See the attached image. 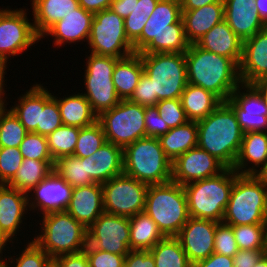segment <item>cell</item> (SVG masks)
Wrapping results in <instances>:
<instances>
[{
    "label": "cell",
    "mask_w": 267,
    "mask_h": 267,
    "mask_svg": "<svg viewBox=\"0 0 267 267\" xmlns=\"http://www.w3.org/2000/svg\"><path fill=\"white\" fill-rule=\"evenodd\" d=\"M254 9L263 22L267 25V0H255Z\"/></svg>",
    "instance_id": "63"
},
{
    "label": "cell",
    "mask_w": 267,
    "mask_h": 267,
    "mask_svg": "<svg viewBox=\"0 0 267 267\" xmlns=\"http://www.w3.org/2000/svg\"><path fill=\"white\" fill-rule=\"evenodd\" d=\"M113 0H78L79 6L93 14L108 9Z\"/></svg>",
    "instance_id": "58"
},
{
    "label": "cell",
    "mask_w": 267,
    "mask_h": 267,
    "mask_svg": "<svg viewBox=\"0 0 267 267\" xmlns=\"http://www.w3.org/2000/svg\"><path fill=\"white\" fill-rule=\"evenodd\" d=\"M238 173L226 168L219 175L183 186L191 218L222 222Z\"/></svg>",
    "instance_id": "5"
},
{
    "label": "cell",
    "mask_w": 267,
    "mask_h": 267,
    "mask_svg": "<svg viewBox=\"0 0 267 267\" xmlns=\"http://www.w3.org/2000/svg\"><path fill=\"white\" fill-rule=\"evenodd\" d=\"M52 96L57 100L63 125L82 128L97 121L98 116L82 93L67 94V97L65 95L63 98L54 96V93Z\"/></svg>",
    "instance_id": "32"
},
{
    "label": "cell",
    "mask_w": 267,
    "mask_h": 267,
    "mask_svg": "<svg viewBox=\"0 0 267 267\" xmlns=\"http://www.w3.org/2000/svg\"><path fill=\"white\" fill-rule=\"evenodd\" d=\"M233 226L219 222L216 226L214 237V252L233 257L238 252Z\"/></svg>",
    "instance_id": "47"
},
{
    "label": "cell",
    "mask_w": 267,
    "mask_h": 267,
    "mask_svg": "<svg viewBox=\"0 0 267 267\" xmlns=\"http://www.w3.org/2000/svg\"><path fill=\"white\" fill-rule=\"evenodd\" d=\"M149 17L127 16L124 19V29L128 40L133 44L140 36Z\"/></svg>",
    "instance_id": "53"
},
{
    "label": "cell",
    "mask_w": 267,
    "mask_h": 267,
    "mask_svg": "<svg viewBox=\"0 0 267 267\" xmlns=\"http://www.w3.org/2000/svg\"><path fill=\"white\" fill-rule=\"evenodd\" d=\"M166 157L173 163L189 149L197 147L198 127L196 121L170 128V131L159 138Z\"/></svg>",
    "instance_id": "34"
},
{
    "label": "cell",
    "mask_w": 267,
    "mask_h": 267,
    "mask_svg": "<svg viewBox=\"0 0 267 267\" xmlns=\"http://www.w3.org/2000/svg\"><path fill=\"white\" fill-rule=\"evenodd\" d=\"M87 45L93 54L119 59L135 53L125 33L124 19L110 8L94 14Z\"/></svg>",
    "instance_id": "12"
},
{
    "label": "cell",
    "mask_w": 267,
    "mask_h": 267,
    "mask_svg": "<svg viewBox=\"0 0 267 267\" xmlns=\"http://www.w3.org/2000/svg\"><path fill=\"white\" fill-rule=\"evenodd\" d=\"M254 267H267V253H265Z\"/></svg>",
    "instance_id": "65"
},
{
    "label": "cell",
    "mask_w": 267,
    "mask_h": 267,
    "mask_svg": "<svg viewBox=\"0 0 267 267\" xmlns=\"http://www.w3.org/2000/svg\"><path fill=\"white\" fill-rule=\"evenodd\" d=\"M266 164L267 132L255 131L245 133L243 135L241 148L233 166V170H235L238 174L258 175Z\"/></svg>",
    "instance_id": "26"
},
{
    "label": "cell",
    "mask_w": 267,
    "mask_h": 267,
    "mask_svg": "<svg viewBox=\"0 0 267 267\" xmlns=\"http://www.w3.org/2000/svg\"><path fill=\"white\" fill-rule=\"evenodd\" d=\"M118 59L91 52L85 59L87 61L83 80L86 91L82 92V94L86 97L97 116L104 111L110 110L121 100L112 81L113 71Z\"/></svg>",
    "instance_id": "11"
},
{
    "label": "cell",
    "mask_w": 267,
    "mask_h": 267,
    "mask_svg": "<svg viewBox=\"0 0 267 267\" xmlns=\"http://www.w3.org/2000/svg\"><path fill=\"white\" fill-rule=\"evenodd\" d=\"M149 252L156 267H191L180 241L176 237H164Z\"/></svg>",
    "instance_id": "37"
},
{
    "label": "cell",
    "mask_w": 267,
    "mask_h": 267,
    "mask_svg": "<svg viewBox=\"0 0 267 267\" xmlns=\"http://www.w3.org/2000/svg\"><path fill=\"white\" fill-rule=\"evenodd\" d=\"M159 0H134V7L129 16L150 17Z\"/></svg>",
    "instance_id": "57"
},
{
    "label": "cell",
    "mask_w": 267,
    "mask_h": 267,
    "mask_svg": "<svg viewBox=\"0 0 267 267\" xmlns=\"http://www.w3.org/2000/svg\"><path fill=\"white\" fill-rule=\"evenodd\" d=\"M124 267H156L149 251L131 250L125 257Z\"/></svg>",
    "instance_id": "52"
},
{
    "label": "cell",
    "mask_w": 267,
    "mask_h": 267,
    "mask_svg": "<svg viewBox=\"0 0 267 267\" xmlns=\"http://www.w3.org/2000/svg\"><path fill=\"white\" fill-rule=\"evenodd\" d=\"M148 185L124 173L102 184L104 211L132 217L144 211Z\"/></svg>",
    "instance_id": "14"
},
{
    "label": "cell",
    "mask_w": 267,
    "mask_h": 267,
    "mask_svg": "<svg viewBox=\"0 0 267 267\" xmlns=\"http://www.w3.org/2000/svg\"><path fill=\"white\" fill-rule=\"evenodd\" d=\"M72 189L61 176L53 172L28 193L29 211L35 212L36 208V211L38 210L41 214L50 211H65Z\"/></svg>",
    "instance_id": "19"
},
{
    "label": "cell",
    "mask_w": 267,
    "mask_h": 267,
    "mask_svg": "<svg viewBox=\"0 0 267 267\" xmlns=\"http://www.w3.org/2000/svg\"><path fill=\"white\" fill-rule=\"evenodd\" d=\"M223 223L230 226L267 224V184L258 175L238 174Z\"/></svg>",
    "instance_id": "4"
},
{
    "label": "cell",
    "mask_w": 267,
    "mask_h": 267,
    "mask_svg": "<svg viewBox=\"0 0 267 267\" xmlns=\"http://www.w3.org/2000/svg\"><path fill=\"white\" fill-rule=\"evenodd\" d=\"M197 127V147L207 151L226 168L233 169L244 135L233 109L223 102L207 117L197 121Z\"/></svg>",
    "instance_id": "3"
},
{
    "label": "cell",
    "mask_w": 267,
    "mask_h": 267,
    "mask_svg": "<svg viewBox=\"0 0 267 267\" xmlns=\"http://www.w3.org/2000/svg\"><path fill=\"white\" fill-rule=\"evenodd\" d=\"M144 73L151 79L153 95L159 101L180 99L186 85L185 53H139Z\"/></svg>",
    "instance_id": "9"
},
{
    "label": "cell",
    "mask_w": 267,
    "mask_h": 267,
    "mask_svg": "<svg viewBox=\"0 0 267 267\" xmlns=\"http://www.w3.org/2000/svg\"><path fill=\"white\" fill-rule=\"evenodd\" d=\"M262 96V99L267 107V78L258 79L251 84Z\"/></svg>",
    "instance_id": "62"
},
{
    "label": "cell",
    "mask_w": 267,
    "mask_h": 267,
    "mask_svg": "<svg viewBox=\"0 0 267 267\" xmlns=\"http://www.w3.org/2000/svg\"><path fill=\"white\" fill-rule=\"evenodd\" d=\"M4 98L7 99V97H0V110H1V108L5 105V101H6V99H4Z\"/></svg>",
    "instance_id": "67"
},
{
    "label": "cell",
    "mask_w": 267,
    "mask_h": 267,
    "mask_svg": "<svg viewBox=\"0 0 267 267\" xmlns=\"http://www.w3.org/2000/svg\"><path fill=\"white\" fill-rule=\"evenodd\" d=\"M143 72L144 67L139 53H133L117 60L112 81L121 100L131 98Z\"/></svg>",
    "instance_id": "31"
},
{
    "label": "cell",
    "mask_w": 267,
    "mask_h": 267,
    "mask_svg": "<svg viewBox=\"0 0 267 267\" xmlns=\"http://www.w3.org/2000/svg\"><path fill=\"white\" fill-rule=\"evenodd\" d=\"M49 267H57L53 262L49 265Z\"/></svg>",
    "instance_id": "68"
},
{
    "label": "cell",
    "mask_w": 267,
    "mask_h": 267,
    "mask_svg": "<svg viewBox=\"0 0 267 267\" xmlns=\"http://www.w3.org/2000/svg\"><path fill=\"white\" fill-rule=\"evenodd\" d=\"M155 106L158 109L159 116L169 128L184 125L189 121L180 99L161 100Z\"/></svg>",
    "instance_id": "45"
},
{
    "label": "cell",
    "mask_w": 267,
    "mask_h": 267,
    "mask_svg": "<svg viewBox=\"0 0 267 267\" xmlns=\"http://www.w3.org/2000/svg\"><path fill=\"white\" fill-rule=\"evenodd\" d=\"M266 250H238L233 256V267H254Z\"/></svg>",
    "instance_id": "54"
},
{
    "label": "cell",
    "mask_w": 267,
    "mask_h": 267,
    "mask_svg": "<svg viewBox=\"0 0 267 267\" xmlns=\"http://www.w3.org/2000/svg\"><path fill=\"white\" fill-rule=\"evenodd\" d=\"M182 10H194L213 3H224V0H180Z\"/></svg>",
    "instance_id": "60"
},
{
    "label": "cell",
    "mask_w": 267,
    "mask_h": 267,
    "mask_svg": "<svg viewBox=\"0 0 267 267\" xmlns=\"http://www.w3.org/2000/svg\"><path fill=\"white\" fill-rule=\"evenodd\" d=\"M146 137L159 138L170 131L166 122L159 116L156 106L145 107Z\"/></svg>",
    "instance_id": "51"
},
{
    "label": "cell",
    "mask_w": 267,
    "mask_h": 267,
    "mask_svg": "<svg viewBox=\"0 0 267 267\" xmlns=\"http://www.w3.org/2000/svg\"><path fill=\"white\" fill-rule=\"evenodd\" d=\"M254 7L255 0H224V20L242 41L267 26Z\"/></svg>",
    "instance_id": "22"
},
{
    "label": "cell",
    "mask_w": 267,
    "mask_h": 267,
    "mask_svg": "<svg viewBox=\"0 0 267 267\" xmlns=\"http://www.w3.org/2000/svg\"><path fill=\"white\" fill-rule=\"evenodd\" d=\"M65 211L86 228H89L105 212L102 184L93 183L87 186L74 187Z\"/></svg>",
    "instance_id": "21"
},
{
    "label": "cell",
    "mask_w": 267,
    "mask_h": 267,
    "mask_svg": "<svg viewBox=\"0 0 267 267\" xmlns=\"http://www.w3.org/2000/svg\"><path fill=\"white\" fill-rule=\"evenodd\" d=\"M224 20V3H213L194 10H182L188 43L196 44L213 26Z\"/></svg>",
    "instance_id": "29"
},
{
    "label": "cell",
    "mask_w": 267,
    "mask_h": 267,
    "mask_svg": "<svg viewBox=\"0 0 267 267\" xmlns=\"http://www.w3.org/2000/svg\"><path fill=\"white\" fill-rule=\"evenodd\" d=\"M105 133L101 124L96 121L94 124L80 128L78 141L73 155L78 158H86L94 154L106 143Z\"/></svg>",
    "instance_id": "42"
},
{
    "label": "cell",
    "mask_w": 267,
    "mask_h": 267,
    "mask_svg": "<svg viewBox=\"0 0 267 267\" xmlns=\"http://www.w3.org/2000/svg\"><path fill=\"white\" fill-rule=\"evenodd\" d=\"M80 128L61 125L46 136L49 152L54 161L62 156L73 155Z\"/></svg>",
    "instance_id": "39"
},
{
    "label": "cell",
    "mask_w": 267,
    "mask_h": 267,
    "mask_svg": "<svg viewBox=\"0 0 267 267\" xmlns=\"http://www.w3.org/2000/svg\"><path fill=\"white\" fill-rule=\"evenodd\" d=\"M97 121L103 128L106 141L123 149L146 137L145 106L130 100H120L110 110L102 112Z\"/></svg>",
    "instance_id": "10"
},
{
    "label": "cell",
    "mask_w": 267,
    "mask_h": 267,
    "mask_svg": "<svg viewBox=\"0 0 267 267\" xmlns=\"http://www.w3.org/2000/svg\"><path fill=\"white\" fill-rule=\"evenodd\" d=\"M226 167L207 151L189 149L172 163V181L184 186L219 175Z\"/></svg>",
    "instance_id": "17"
},
{
    "label": "cell",
    "mask_w": 267,
    "mask_h": 267,
    "mask_svg": "<svg viewBox=\"0 0 267 267\" xmlns=\"http://www.w3.org/2000/svg\"><path fill=\"white\" fill-rule=\"evenodd\" d=\"M63 125L57 100L52 96L41 111L40 126L34 131L37 134L47 136Z\"/></svg>",
    "instance_id": "48"
},
{
    "label": "cell",
    "mask_w": 267,
    "mask_h": 267,
    "mask_svg": "<svg viewBox=\"0 0 267 267\" xmlns=\"http://www.w3.org/2000/svg\"><path fill=\"white\" fill-rule=\"evenodd\" d=\"M54 172L61 176L72 188L96 183L86 177L85 161L75 155L62 156L54 162Z\"/></svg>",
    "instance_id": "38"
},
{
    "label": "cell",
    "mask_w": 267,
    "mask_h": 267,
    "mask_svg": "<svg viewBox=\"0 0 267 267\" xmlns=\"http://www.w3.org/2000/svg\"><path fill=\"white\" fill-rule=\"evenodd\" d=\"M85 161L86 177L96 183H105L113 177L123 174V148L106 142L94 154L81 158Z\"/></svg>",
    "instance_id": "25"
},
{
    "label": "cell",
    "mask_w": 267,
    "mask_h": 267,
    "mask_svg": "<svg viewBox=\"0 0 267 267\" xmlns=\"http://www.w3.org/2000/svg\"><path fill=\"white\" fill-rule=\"evenodd\" d=\"M93 17V13L79 6L52 26L41 39L52 36L55 47L59 48L66 43L70 45L75 42H88Z\"/></svg>",
    "instance_id": "24"
},
{
    "label": "cell",
    "mask_w": 267,
    "mask_h": 267,
    "mask_svg": "<svg viewBox=\"0 0 267 267\" xmlns=\"http://www.w3.org/2000/svg\"><path fill=\"white\" fill-rule=\"evenodd\" d=\"M144 211L164 237H176L190 218L184 188L172 180L148 186Z\"/></svg>",
    "instance_id": "6"
},
{
    "label": "cell",
    "mask_w": 267,
    "mask_h": 267,
    "mask_svg": "<svg viewBox=\"0 0 267 267\" xmlns=\"http://www.w3.org/2000/svg\"><path fill=\"white\" fill-rule=\"evenodd\" d=\"M40 232L32 240L52 259L84 251L87 246V228L66 211L42 214Z\"/></svg>",
    "instance_id": "7"
},
{
    "label": "cell",
    "mask_w": 267,
    "mask_h": 267,
    "mask_svg": "<svg viewBox=\"0 0 267 267\" xmlns=\"http://www.w3.org/2000/svg\"><path fill=\"white\" fill-rule=\"evenodd\" d=\"M129 100L145 107L155 106L159 101L157 99V95H153L151 79L144 72L140 76L138 85L136 86L135 91Z\"/></svg>",
    "instance_id": "50"
},
{
    "label": "cell",
    "mask_w": 267,
    "mask_h": 267,
    "mask_svg": "<svg viewBox=\"0 0 267 267\" xmlns=\"http://www.w3.org/2000/svg\"><path fill=\"white\" fill-rule=\"evenodd\" d=\"M53 263L57 267H89L85 251L58 256Z\"/></svg>",
    "instance_id": "55"
},
{
    "label": "cell",
    "mask_w": 267,
    "mask_h": 267,
    "mask_svg": "<svg viewBox=\"0 0 267 267\" xmlns=\"http://www.w3.org/2000/svg\"><path fill=\"white\" fill-rule=\"evenodd\" d=\"M87 243L95 249L126 256L131 251L129 217L103 212L87 228Z\"/></svg>",
    "instance_id": "15"
},
{
    "label": "cell",
    "mask_w": 267,
    "mask_h": 267,
    "mask_svg": "<svg viewBox=\"0 0 267 267\" xmlns=\"http://www.w3.org/2000/svg\"><path fill=\"white\" fill-rule=\"evenodd\" d=\"M130 250L149 251L164 236L159 231L156 222L145 212H139L129 217Z\"/></svg>",
    "instance_id": "35"
},
{
    "label": "cell",
    "mask_w": 267,
    "mask_h": 267,
    "mask_svg": "<svg viewBox=\"0 0 267 267\" xmlns=\"http://www.w3.org/2000/svg\"><path fill=\"white\" fill-rule=\"evenodd\" d=\"M7 66L0 61V97H5V73L7 74ZM6 69V70H5Z\"/></svg>",
    "instance_id": "64"
},
{
    "label": "cell",
    "mask_w": 267,
    "mask_h": 267,
    "mask_svg": "<svg viewBox=\"0 0 267 267\" xmlns=\"http://www.w3.org/2000/svg\"><path fill=\"white\" fill-rule=\"evenodd\" d=\"M13 242H15V241H12L1 229H0V265H3V264H5V262H6V260L7 259H5V258H7V257H5L6 255H4V258L2 257L3 256V251L5 250L6 251V249L5 248H8V243H12L11 245V247H13Z\"/></svg>",
    "instance_id": "61"
},
{
    "label": "cell",
    "mask_w": 267,
    "mask_h": 267,
    "mask_svg": "<svg viewBox=\"0 0 267 267\" xmlns=\"http://www.w3.org/2000/svg\"><path fill=\"white\" fill-rule=\"evenodd\" d=\"M24 8H0V61L7 66L11 56L21 54L41 38L37 35L33 22L28 19Z\"/></svg>",
    "instance_id": "13"
},
{
    "label": "cell",
    "mask_w": 267,
    "mask_h": 267,
    "mask_svg": "<svg viewBox=\"0 0 267 267\" xmlns=\"http://www.w3.org/2000/svg\"><path fill=\"white\" fill-rule=\"evenodd\" d=\"M219 222L189 218L176 238L191 264L208 258L214 253V237Z\"/></svg>",
    "instance_id": "18"
},
{
    "label": "cell",
    "mask_w": 267,
    "mask_h": 267,
    "mask_svg": "<svg viewBox=\"0 0 267 267\" xmlns=\"http://www.w3.org/2000/svg\"><path fill=\"white\" fill-rule=\"evenodd\" d=\"M191 267H233V257L214 252L208 258L192 264Z\"/></svg>",
    "instance_id": "56"
},
{
    "label": "cell",
    "mask_w": 267,
    "mask_h": 267,
    "mask_svg": "<svg viewBox=\"0 0 267 267\" xmlns=\"http://www.w3.org/2000/svg\"><path fill=\"white\" fill-rule=\"evenodd\" d=\"M23 159L54 161L48 148L46 136L28 132L19 146Z\"/></svg>",
    "instance_id": "44"
},
{
    "label": "cell",
    "mask_w": 267,
    "mask_h": 267,
    "mask_svg": "<svg viewBox=\"0 0 267 267\" xmlns=\"http://www.w3.org/2000/svg\"><path fill=\"white\" fill-rule=\"evenodd\" d=\"M25 246L16 258H13L14 255L8 256L9 259L5 262L6 267H49L53 262V259L33 240L31 242L28 240ZM9 263L14 265L11 266Z\"/></svg>",
    "instance_id": "43"
},
{
    "label": "cell",
    "mask_w": 267,
    "mask_h": 267,
    "mask_svg": "<svg viewBox=\"0 0 267 267\" xmlns=\"http://www.w3.org/2000/svg\"><path fill=\"white\" fill-rule=\"evenodd\" d=\"M29 208L28 194L12 188L7 184H0V229L11 239L17 238L20 225L24 224ZM27 211V212H26Z\"/></svg>",
    "instance_id": "23"
},
{
    "label": "cell",
    "mask_w": 267,
    "mask_h": 267,
    "mask_svg": "<svg viewBox=\"0 0 267 267\" xmlns=\"http://www.w3.org/2000/svg\"><path fill=\"white\" fill-rule=\"evenodd\" d=\"M258 176L265 181V183L267 184V164L266 166L260 171V173L258 174Z\"/></svg>",
    "instance_id": "66"
},
{
    "label": "cell",
    "mask_w": 267,
    "mask_h": 267,
    "mask_svg": "<svg viewBox=\"0 0 267 267\" xmlns=\"http://www.w3.org/2000/svg\"><path fill=\"white\" fill-rule=\"evenodd\" d=\"M239 75L243 84L267 78V26L243 41Z\"/></svg>",
    "instance_id": "20"
},
{
    "label": "cell",
    "mask_w": 267,
    "mask_h": 267,
    "mask_svg": "<svg viewBox=\"0 0 267 267\" xmlns=\"http://www.w3.org/2000/svg\"><path fill=\"white\" fill-rule=\"evenodd\" d=\"M226 103L235 112L244 134L255 131L267 132V107L262 96L251 84L241 83Z\"/></svg>",
    "instance_id": "16"
},
{
    "label": "cell",
    "mask_w": 267,
    "mask_h": 267,
    "mask_svg": "<svg viewBox=\"0 0 267 267\" xmlns=\"http://www.w3.org/2000/svg\"><path fill=\"white\" fill-rule=\"evenodd\" d=\"M187 80L226 102L242 83L239 66L230 58L206 51L196 44L185 52Z\"/></svg>",
    "instance_id": "2"
},
{
    "label": "cell",
    "mask_w": 267,
    "mask_h": 267,
    "mask_svg": "<svg viewBox=\"0 0 267 267\" xmlns=\"http://www.w3.org/2000/svg\"><path fill=\"white\" fill-rule=\"evenodd\" d=\"M50 92L43 84L34 83L22 96L19 95L18 102L10 108L28 132H34L40 126L41 111L52 97Z\"/></svg>",
    "instance_id": "28"
},
{
    "label": "cell",
    "mask_w": 267,
    "mask_h": 267,
    "mask_svg": "<svg viewBox=\"0 0 267 267\" xmlns=\"http://www.w3.org/2000/svg\"><path fill=\"white\" fill-rule=\"evenodd\" d=\"M22 161L19 148H0V184H8L14 178Z\"/></svg>",
    "instance_id": "46"
},
{
    "label": "cell",
    "mask_w": 267,
    "mask_h": 267,
    "mask_svg": "<svg viewBox=\"0 0 267 267\" xmlns=\"http://www.w3.org/2000/svg\"><path fill=\"white\" fill-rule=\"evenodd\" d=\"M5 103L0 110V148H19L28 131Z\"/></svg>",
    "instance_id": "40"
},
{
    "label": "cell",
    "mask_w": 267,
    "mask_h": 267,
    "mask_svg": "<svg viewBox=\"0 0 267 267\" xmlns=\"http://www.w3.org/2000/svg\"><path fill=\"white\" fill-rule=\"evenodd\" d=\"M84 251L89 262V267H124L125 265L126 256L95 249L88 243Z\"/></svg>",
    "instance_id": "49"
},
{
    "label": "cell",
    "mask_w": 267,
    "mask_h": 267,
    "mask_svg": "<svg viewBox=\"0 0 267 267\" xmlns=\"http://www.w3.org/2000/svg\"><path fill=\"white\" fill-rule=\"evenodd\" d=\"M54 162L23 159L21 167L7 185L28 194L54 172Z\"/></svg>",
    "instance_id": "36"
},
{
    "label": "cell",
    "mask_w": 267,
    "mask_h": 267,
    "mask_svg": "<svg viewBox=\"0 0 267 267\" xmlns=\"http://www.w3.org/2000/svg\"><path fill=\"white\" fill-rule=\"evenodd\" d=\"M235 240L240 250H267V224L233 226Z\"/></svg>",
    "instance_id": "41"
},
{
    "label": "cell",
    "mask_w": 267,
    "mask_h": 267,
    "mask_svg": "<svg viewBox=\"0 0 267 267\" xmlns=\"http://www.w3.org/2000/svg\"><path fill=\"white\" fill-rule=\"evenodd\" d=\"M34 29L43 35L59 20L79 7L78 0H31Z\"/></svg>",
    "instance_id": "30"
},
{
    "label": "cell",
    "mask_w": 267,
    "mask_h": 267,
    "mask_svg": "<svg viewBox=\"0 0 267 267\" xmlns=\"http://www.w3.org/2000/svg\"><path fill=\"white\" fill-rule=\"evenodd\" d=\"M189 45L180 0H159L133 49L135 53H185Z\"/></svg>",
    "instance_id": "1"
},
{
    "label": "cell",
    "mask_w": 267,
    "mask_h": 267,
    "mask_svg": "<svg viewBox=\"0 0 267 267\" xmlns=\"http://www.w3.org/2000/svg\"><path fill=\"white\" fill-rule=\"evenodd\" d=\"M182 107L189 121H199L213 112L223 101L202 87L187 84L181 94Z\"/></svg>",
    "instance_id": "33"
},
{
    "label": "cell",
    "mask_w": 267,
    "mask_h": 267,
    "mask_svg": "<svg viewBox=\"0 0 267 267\" xmlns=\"http://www.w3.org/2000/svg\"><path fill=\"white\" fill-rule=\"evenodd\" d=\"M196 45L206 51L230 58L239 66L243 41L233 32L225 20L213 26Z\"/></svg>",
    "instance_id": "27"
},
{
    "label": "cell",
    "mask_w": 267,
    "mask_h": 267,
    "mask_svg": "<svg viewBox=\"0 0 267 267\" xmlns=\"http://www.w3.org/2000/svg\"><path fill=\"white\" fill-rule=\"evenodd\" d=\"M123 158V173L148 186L172 180V162L166 157L158 138L136 140L123 149Z\"/></svg>",
    "instance_id": "8"
},
{
    "label": "cell",
    "mask_w": 267,
    "mask_h": 267,
    "mask_svg": "<svg viewBox=\"0 0 267 267\" xmlns=\"http://www.w3.org/2000/svg\"><path fill=\"white\" fill-rule=\"evenodd\" d=\"M134 7V0H113L110 9L118 16L125 19L132 13Z\"/></svg>",
    "instance_id": "59"
}]
</instances>
